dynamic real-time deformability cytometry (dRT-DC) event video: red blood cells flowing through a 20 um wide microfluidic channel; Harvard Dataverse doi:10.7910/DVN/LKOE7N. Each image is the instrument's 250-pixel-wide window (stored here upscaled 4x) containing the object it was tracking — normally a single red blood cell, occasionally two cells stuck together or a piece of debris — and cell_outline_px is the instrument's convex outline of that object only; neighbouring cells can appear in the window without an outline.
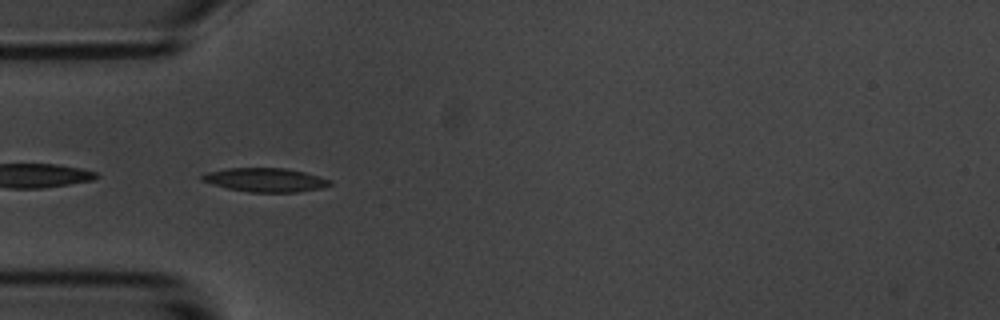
{"species": "common noctule bat (a hibernating species)", "species_latin": "Nyctalus noctula", "temperature_condition": "room temperature", "stored_images_in_passage": 40, "camera_frame_rate_fps": 3000, "um_per_image_px": 0.085, "animal": {"sex": "male", "body_mass_g": 20.1, "forearm_length_mm": 53.5}, "frame": {"image": 1, "passage_image": 1, "time_ms": 0.0, "image_size_px": [1000, 320], "cell_outline_px": [[332, 184], [320, 188], [296, 192], [248, 192], [228, 188], [200, 180], [200, 176], [208, 172], [228, 168], [284, 168], [304, 172], [332, 180]], "centroid_in_image_um": [22.56, 15.29], "position_along_channel_um": 62.4, "area_um2": 17.57}}
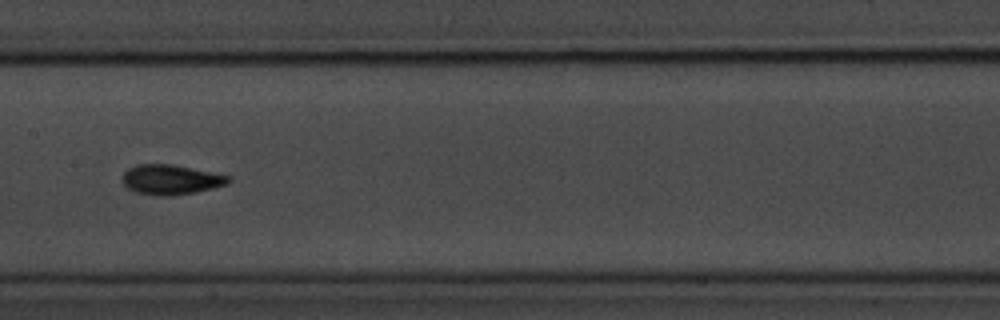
{"frame": {"image": 2, "passage_image": 12, "time_ms": 3.667, "image_size_px": [1000, 320], "cell_outline_px": [[232, 180], [228, 184], [196, 192], [172, 196], [160, 196], [136, 192], [128, 188], [124, 184], [124, 172], [128, 168], [136, 164], [172, 164], [228, 176]], "centroid_in_image_um": [14.52, 15.27], "position_along_channel_um": 192.9, "area_um2": 18.26}}
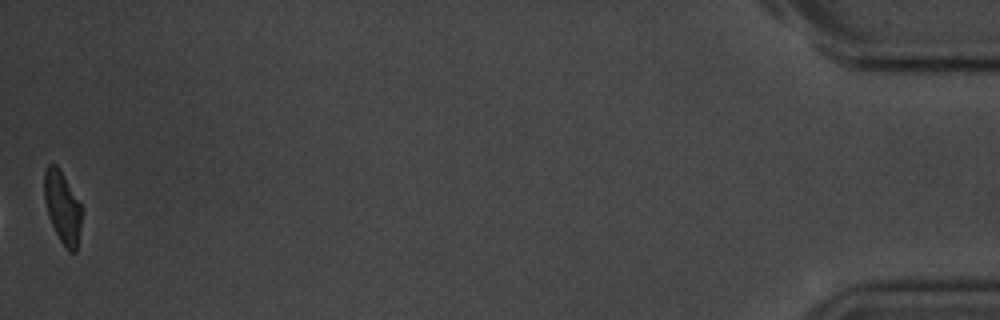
{"frame": {"image": 3, "passage_image": 40, "time_ms": 13.0, "image_size_px": [1000, 320], "cell_outline_px": [[80, 228], [76, 252], [68, 252], [60, 240], [48, 216], [44, 200], [44, 168], [48, 164], [56, 164], [80, 204]], "centroid_in_image_um": [5.27, 17.63], "position_along_channel_um": 429.9, "area_um2": 15.32}, "authors_computed_cell_mechanics": {"area_um2": 17.1666, "velocity_mm_per_s": 3.5713, "shape_relaxation_time_tau1_ms": 2.5292, "shape_relaxation_time_tau2_ms": 2.0009, "deformation_change_tau1": 0.1231, "deformation_change_tau2": 0.0848}}